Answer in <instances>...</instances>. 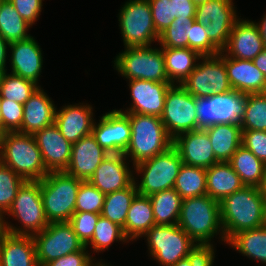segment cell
<instances>
[{
	"label": "cell",
	"mask_w": 266,
	"mask_h": 266,
	"mask_svg": "<svg viewBox=\"0 0 266 266\" xmlns=\"http://www.w3.org/2000/svg\"><path fill=\"white\" fill-rule=\"evenodd\" d=\"M128 164L123 153L109 154L88 181L105 195L127 188L137 179Z\"/></svg>",
	"instance_id": "18"
},
{
	"label": "cell",
	"mask_w": 266,
	"mask_h": 266,
	"mask_svg": "<svg viewBox=\"0 0 266 266\" xmlns=\"http://www.w3.org/2000/svg\"><path fill=\"white\" fill-rule=\"evenodd\" d=\"M21 133L34 135L54 124L56 107L51 98L39 87L23 104Z\"/></svg>",
	"instance_id": "25"
},
{
	"label": "cell",
	"mask_w": 266,
	"mask_h": 266,
	"mask_svg": "<svg viewBox=\"0 0 266 266\" xmlns=\"http://www.w3.org/2000/svg\"><path fill=\"white\" fill-rule=\"evenodd\" d=\"M6 215L15 217L14 220H18L21 224L18 228L11 222L9 224L8 221H5L6 230L9 234L33 236L43 231L49 222L44 212L40 181H25L19 188Z\"/></svg>",
	"instance_id": "6"
},
{
	"label": "cell",
	"mask_w": 266,
	"mask_h": 266,
	"mask_svg": "<svg viewBox=\"0 0 266 266\" xmlns=\"http://www.w3.org/2000/svg\"><path fill=\"white\" fill-rule=\"evenodd\" d=\"M202 60V61H201ZM181 86L194 97H210L231 91L225 67V54L202 56Z\"/></svg>",
	"instance_id": "12"
},
{
	"label": "cell",
	"mask_w": 266,
	"mask_h": 266,
	"mask_svg": "<svg viewBox=\"0 0 266 266\" xmlns=\"http://www.w3.org/2000/svg\"><path fill=\"white\" fill-rule=\"evenodd\" d=\"M151 7L152 19L157 33L160 35L173 22L171 0H148Z\"/></svg>",
	"instance_id": "48"
},
{
	"label": "cell",
	"mask_w": 266,
	"mask_h": 266,
	"mask_svg": "<svg viewBox=\"0 0 266 266\" xmlns=\"http://www.w3.org/2000/svg\"><path fill=\"white\" fill-rule=\"evenodd\" d=\"M107 155L109 153L96 142L92 134L82 137L72 144L69 165L64 172L88 181Z\"/></svg>",
	"instance_id": "22"
},
{
	"label": "cell",
	"mask_w": 266,
	"mask_h": 266,
	"mask_svg": "<svg viewBox=\"0 0 266 266\" xmlns=\"http://www.w3.org/2000/svg\"><path fill=\"white\" fill-rule=\"evenodd\" d=\"M115 241L122 243L129 242L123 233L122 227L100 215L92 239L85 247L88 249L90 245L94 252L101 253L109 249L111 244Z\"/></svg>",
	"instance_id": "39"
},
{
	"label": "cell",
	"mask_w": 266,
	"mask_h": 266,
	"mask_svg": "<svg viewBox=\"0 0 266 266\" xmlns=\"http://www.w3.org/2000/svg\"><path fill=\"white\" fill-rule=\"evenodd\" d=\"M5 221V215L0 212V241L7 234Z\"/></svg>",
	"instance_id": "56"
},
{
	"label": "cell",
	"mask_w": 266,
	"mask_h": 266,
	"mask_svg": "<svg viewBox=\"0 0 266 266\" xmlns=\"http://www.w3.org/2000/svg\"><path fill=\"white\" fill-rule=\"evenodd\" d=\"M207 195L220 202L245 185L229 162H217L206 169Z\"/></svg>",
	"instance_id": "28"
},
{
	"label": "cell",
	"mask_w": 266,
	"mask_h": 266,
	"mask_svg": "<svg viewBox=\"0 0 266 266\" xmlns=\"http://www.w3.org/2000/svg\"><path fill=\"white\" fill-rule=\"evenodd\" d=\"M194 19L175 18L159 36L161 48H187Z\"/></svg>",
	"instance_id": "41"
},
{
	"label": "cell",
	"mask_w": 266,
	"mask_h": 266,
	"mask_svg": "<svg viewBox=\"0 0 266 266\" xmlns=\"http://www.w3.org/2000/svg\"><path fill=\"white\" fill-rule=\"evenodd\" d=\"M100 215L90 212H75L68 221L84 246L91 241Z\"/></svg>",
	"instance_id": "45"
},
{
	"label": "cell",
	"mask_w": 266,
	"mask_h": 266,
	"mask_svg": "<svg viewBox=\"0 0 266 266\" xmlns=\"http://www.w3.org/2000/svg\"><path fill=\"white\" fill-rule=\"evenodd\" d=\"M10 43L7 42L1 35H0V71L5 72L7 71L6 62H7V53L9 51ZM8 49V50H7Z\"/></svg>",
	"instance_id": "53"
},
{
	"label": "cell",
	"mask_w": 266,
	"mask_h": 266,
	"mask_svg": "<svg viewBox=\"0 0 266 266\" xmlns=\"http://www.w3.org/2000/svg\"><path fill=\"white\" fill-rule=\"evenodd\" d=\"M153 226L155 219L149 196L137 194L129 207L123 233L129 241H134L143 237Z\"/></svg>",
	"instance_id": "29"
},
{
	"label": "cell",
	"mask_w": 266,
	"mask_h": 266,
	"mask_svg": "<svg viewBox=\"0 0 266 266\" xmlns=\"http://www.w3.org/2000/svg\"><path fill=\"white\" fill-rule=\"evenodd\" d=\"M23 105L0 98V123L7 132H20L23 118Z\"/></svg>",
	"instance_id": "44"
},
{
	"label": "cell",
	"mask_w": 266,
	"mask_h": 266,
	"mask_svg": "<svg viewBox=\"0 0 266 266\" xmlns=\"http://www.w3.org/2000/svg\"><path fill=\"white\" fill-rule=\"evenodd\" d=\"M165 69L171 84L181 85L192 73L196 62L202 57L197 51L190 48H162Z\"/></svg>",
	"instance_id": "31"
},
{
	"label": "cell",
	"mask_w": 266,
	"mask_h": 266,
	"mask_svg": "<svg viewBox=\"0 0 266 266\" xmlns=\"http://www.w3.org/2000/svg\"><path fill=\"white\" fill-rule=\"evenodd\" d=\"M33 136L47 171H65L69 165L72 144L62 136L57 126H47Z\"/></svg>",
	"instance_id": "19"
},
{
	"label": "cell",
	"mask_w": 266,
	"mask_h": 266,
	"mask_svg": "<svg viewBox=\"0 0 266 266\" xmlns=\"http://www.w3.org/2000/svg\"><path fill=\"white\" fill-rule=\"evenodd\" d=\"M264 200L259 187L244 186L219 202L226 241L240 231L265 225Z\"/></svg>",
	"instance_id": "1"
},
{
	"label": "cell",
	"mask_w": 266,
	"mask_h": 266,
	"mask_svg": "<svg viewBox=\"0 0 266 266\" xmlns=\"http://www.w3.org/2000/svg\"><path fill=\"white\" fill-rule=\"evenodd\" d=\"M264 209H265V225H266V198L264 200Z\"/></svg>",
	"instance_id": "60"
},
{
	"label": "cell",
	"mask_w": 266,
	"mask_h": 266,
	"mask_svg": "<svg viewBox=\"0 0 266 266\" xmlns=\"http://www.w3.org/2000/svg\"><path fill=\"white\" fill-rule=\"evenodd\" d=\"M259 189H260V193L263 195V197L266 198V167L264 170V175L262 178V182L259 186Z\"/></svg>",
	"instance_id": "57"
},
{
	"label": "cell",
	"mask_w": 266,
	"mask_h": 266,
	"mask_svg": "<svg viewBox=\"0 0 266 266\" xmlns=\"http://www.w3.org/2000/svg\"><path fill=\"white\" fill-rule=\"evenodd\" d=\"M247 94L236 90L212 94L210 97H195L198 129L214 124L241 125L246 107Z\"/></svg>",
	"instance_id": "9"
},
{
	"label": "cell",
	"mask_w": 266,
	"mask_h": 266,
	"mask_svg": "<svg viewBox=\"0 0 266 266\" xmlns=\"http://www.w3.org/2000/svg\"><path fill=\"white\" fill-rule=\"evenodd\" d=\"M149 256L161 266H171L187 258L196 243L177 224L155 225L144 235Z\"/></svg>",
	"instance_id": "10"
},
{
	"label": "cell",
	"mask_w": 266,
	"mask_h": 266,
	"mask_svg": "<svg viewBox=\"0 0 266 266\" xmlns=\"http://www.w3.org/2000/svg\"><path fill=\"white\" fill-rule=\"evenodd\" d=\"M61 109V110H60ZM56 108L54 124L62 136L71 144L82 137L92 134L94 121L93 108L89 104L79 103Z\"/></svg>",
	"instance_id": "23"
},
{
	"label": "cell",
	"mask_w": 266,
	"mask_h": 266,
	"mask_svg": "<svg viewBox=\"0 0 266 266\" xmlns=\"http://www.w3.org/2000/svg\"><path fill=\"white\" fill-rule=\"evenodd\" d=\"M172 85L171 83L140 79L130 80L129 88L132 105L130 104V107L126 110L119 109V111L161 117L165 105V96Z\"/></svg>",
	"instance_id": "17"
},
{
	"label": "cell",
	"mask_w": 266,
	"mask_h": 266,
	"mask_svg": "<svg viewBox=\"0 0 266 266\" xmlns=\"http://www.w3.org/2000/svg\"><path fill=\"white\" fill-rule=\"evenodd\" d=\"M131 125L126 113L113 109L94 121L92 135L109 154L124 153L131 138Z\"/></svg>",
	"instance_id": "16"
},
{
	"label": "cell",
	"mask_w": 266,
	"mask_h": 266,
	"mask_svg": "<svg viewBox=\"0 0 266 266\" xmlns=\"http://www.w3.org/2000/svg\"><path fill=\"white\" fill-rule=\"evenodd\" d=\"M137 194L135 181L127 188L106 194L101 215L123 229L129 207Z\"/></svg>",
	"instance_id": "35"
},
{
	"label": "cell",
	"mask_w": 266,
	"mask_h": 266,
	"mask_svg": "<svg viewBox=\"0 0 266 266\" xmlns=\"http://www.w3.org/2000/svg\"><path fill=\"white\" fill-rule=\"evenodd\" d=\"M19 15L31 26L35 24L42 11L43 0H9Z\"/></svg>",
	"instance_id": "51"
},
{
	"label": "cell",
	"mask_w": 266,
	"mask_h": 266,
	"mask_svg": "<svg viewBox=\"0 0 266 266\" xmlns=\"http://www.w3.org/2000/svg\"><path fill=\"white\" fill-rule=\"evenodd\" d=\"M173 8V20L194 19L197 6L192 0H171Z\"/></svg>",
	"instance_id": "52"
},
{
	"label": "cell",
	"mask_w": 266,
	"mask_h": 266,
	"mask_svg": "<svg viewBox=\"0 0 266 266\" xmlns=\"http://www.w3.org/2000/svg\"><path fill=\"white\" fill-rule=\"evenodd\" d=\"M179 153L183 164L209 168L219 162L205 129L192 130L177 135L172 145Z\"/></svg>",
	"instance_id": "20"
},
{
	"label": "cell",
	"mask_w": 266,
	"mask_h": 266,
	"mask_svg": "<svg viewBox=\"0 0 266 266\" xmlns=\"http://www.w3.org/2000/svg\"><path fill=\"white\" fill-rule=\"evenodd\" d=\"M114 68L128 81L134 79L170 83L165 69L162 48L125 47L114 59Z\"/></svg>",
	"instance_id": "7"
},
{
	"label": "cell",
	"mask_w": 266,
	"mask_h": 266,
	"mask_svg": "<svg viewBox=\"0 0 266 266\" xmlns=\"http://www.w3.org/2000/svg\"><path fill=\"white\" fill-rule=\"evenodd\" d=\"M38 88L39 86L33 81L12 73L8 74L7 71L2 72L0 78V98L23 105Z\"/></svg>",
	"instance_id": "38"
},
{
	"label": "cell",
	"mask_w": 266,
	"mask_h": 266,
	"mask_svg": "<svg viewBox=\"0 0 266 266\" xmlns=\"http://www.w3.org/2000/svg\"><path fill=\"white\" fill-rule=\"evenodd\" d=\"M227 244L243 256L266 265V225L240 231L233 235Z\"/></svg>",
	"instance_id": "32"
},
{
	"label": "cell",
	"mask_w": 266,
	"mask_h": 266,
	"mask_svg": "<svg viewBox=\"0 0 266 266\" xmlns=\"http://www.w3.org/2000/svg\"><path fill=\"white\" fill-rule=\"evenodd\" d=\"M207 33L205 27L194 20L190 39H188V48L197 51L201 56L218 55L221 51L209 40Z\"/></svg>",
	"instance_id": "46"
},
{
	"label": "cell",
	"mask_w": 266,
	"mask_h": 266,
	"mask_svg": "<svg viewBox=\"0 0 266 266\" xmlns=\"http://www.w3.org/2000/svg\"><path fill=\"white\" fill-rule=\"evenodd\" d=\"M83 181L61 172H49L40 180L41 197L49 223L68 222L75 213L79 187Z\"/></svg>",
	"instance_id": "4"
},
{
	"label": "cell",
	"mask_w": 266,
	"mask_h": 266,
	"mask_svg": "<svg viewBox=\"0 0 266 266\" xmlns=\"http://www.w3.org/2000/svg\"><path fill=\"white\" fill-rule=\"evenodd\" d=\"M182 164L178 151L171 146L166 152L132 166L134 172L141 176L140 184L134 180L138 194L150 196L172 189Z\"/></svg>",
	"instance_id": "8"
},
{
	"label": "cell",
	"mask_w": 266,
	"mask_h": 266,
	"mask_svg": "<svg viewBox=\"0 0 266 266\" xmlns=\"http://www.w3.org/2000/svg\"><path fill=\"white\" fill-rule=\"evenodd\" d=\"M10 66L12 74L38 84L42 72L43 54L39 43L30 36L25 40L10 43Z\"/></svg>",
	"instance_id": "24"
},
{
	"label": "cell",
	"mask_w": 266,
	"mask_h": 266,
	"mask_svg": "<svg viewBox=\"0 0 266 266\" xmlns=\"http://www.w3.org/2000/svg\"><path fill=\"white\" fill-rule=\"evenodd\" d=\"M177 225L196 244H213L212 239L219 234L221 241L227 243L221 223L219 202L207 194L182 200Z\"/></svg>",
	"instance_id": "2"
},
{
	"label": "cell",
	"mask_w": 266,
	"mask_h": 266,
	"mask_svg": "<svg viewBox=\"0 0 266 266\" xmlns=\"http://www.w3.org/2000/svg\"><path fill=\"white\" fill-rule=\"evenodd\" d=\"M0 266H39L33 237L7 233L0 241Z\"/></svg>",
	"instance_id": "27"
},
{
	"label": "cell",
	"mask_w": 266,
	"mask_h": 266,
	"mask_svg": "<svg viewBox=\"0 0 266 266\" xmlns=\"http://www.w3.org/2000/svg\"><path fill=\"white\" fill-rule=\"evenodd\" d=\"M233 0H208L197 5L194 20L208 31L209 40L222 51L239 19Z\"/></svg>",
	"instance_id": "14"
},
{
	"label": "cell",
	"mask_w": 266,
	"mask_h": 266,
	"mask_svg": "<svg viewBox=\"0 0 266 266\" xmlns=\"http://www.w3.org/2000/svg\"><path fill=\"white\" fill-rule=\"evenodd\" d=\"M32 237L39 266H46L49 262L84 247L69 222L49 223L43 231Z\"/></svg>",
	"instance_id": "13"
},
{
	"label": "cell",
	"mask_w": 266,
	"mask_h": 266,
	"mask_svg": "<svg viewBox=\"0 0 266 266\" xmlns=\"http://www.w3.org/2000/svg\"><path fill=\"white\" fill-rule=\"evenodd\" d=\"M242 130L266 131V94H247Z\"/></svg>",
	"instance_id": "40"
},
{
	"label": "cell",
	"mask_w": 266,
	"mask_h": 266,
	"mask_svg": "<svg viewBox=\"0 0 266 266\" xmlns=\"http://www.w3.org/2000/svg\"><path fill=\"white\" fill-rule=\"evenodd\" d=\"M0 162L26 181H40L49 173L34 136L29 134L7 132Z\"/></svg>",
	"instance_id": "5"
},
{
	"label": "cell",
	"mask_w": 266,
	"mask_h": 266,
	"mask_svg": "<svg viewBox=\"0 0 266 266\" xmlns=\"http://www.w3.org/2000/svg\"><path fill=\"white\" fill-rule=\"evenodd\" d=\"M245 186L259 187L266 164L241 145L228 161Z\"/></svg>",
	"instance_id": "33"
},
{
	"label": "cell",
	"mask_w": 266,
	"mask_h": 266,
	"mask_svg": "<svg viewBox=\"0 0 266 266\" xmlns=\"http://www.w3.org/2000/svg\"><path fill=\"white\" fill-rule=\"evenodd\" d=\"M131 125V138L126 151L127 159L133 166L166 152L173 139L166 132L160 117L138 113H126Z\"/></svg>",
	"instance_id": "3"
},
{
	"label": "cell",
	"mask_w": 266,
	"mask_h": 266,
	"mask_svg": "<svg viewBox=\"0 0 266 266\" xmlns=\"http://www.w3.org/2000/svg\"><path fill=\"white\" fill-rule=\"evenodd\" d=\"M264 50L263 40L255 21L239 18L222 52L227 57L253 60Z\"/></svg>",
	"instance_id": "21"
},
{
	"label": "cell",
	"mask_w": 266,
	"mask_h": 266,
	"mask_svg": "<svg viewBox=\"0 0 266 266\" xmlns=\"http://www.w3.org/2000/svg\"><path fill=\"white\" fill-rule=\"evenodd\" d=\"M153 208L155 225L177 224L180 216L182 197L174 188L149 196Z\"/></svg>",
	"instance_id": "34"
},
{
	"label": "cell",
	"mask_w": 266,
	"mask_h": 266,
	"mask_svg": "<svg viewBox=\"0 0 266 266\" xmlns=\"http://www.w3.org/2000/svg\"><path fill=\"white\" fill-rule=\"evenodd\" d=\"M255 66L265 75L266 77V49H264L257 57L252 60Z\"/></svg>",
	"instance_id": "54"
},
{
	"label": "cell",
	"mask_w": 266,
	"mask_h": 266,
	"mask_svg": "<svg viewBox=\"0 0 266 266\" xmlns=\"http://www.w3.org/2000/svg\"><path fill=\"white\" fill-rule=\"evenodd\" d=\"M26 180L0 162V212L6 214Z\"/></svg>",
	"instance_id": "42"
},
{
	"label": "cell",
	"mask_w": 266,
	"mask_h": 266,
	"mask_svg": "<svg viewBox=\"0 0 266 266\" xmlns=\"http://www.w3.org/2000/svg\"><path fill=\"white\" fill-rule=\"evenodd\" d=\"M89 250L84 246L80 251L65 255L49 262L46 266H108L102 261L95 262ZM95 262V263H94Z\"/></svg>",
	"instance_id": "50"
},
{
	"label": "cell",
	"mask_w": 266,
	"mask_h": 266,
	"mask_svg": "<svg viewBox=\"0 0 266 266\" xmlns=\"http://www.w3.org/2000/svg\"><path fill=\"white\" fill-rule=\"evenodd\" d=\"M173 188L182 199L206 195V168L182 164Z\"/></svg>",
	"instance_id": "36"
},
{
	"label": "cell",
	"mask_w": 266,
	"mask_h": 266,
	"mask_svg": "<svg viewBox=\"0 0 266 266\" xmlns=\"http://www.w3.org/2000/svg\"><path fill=\"white\" fill-rule=\"evenodd\" d=\"M192 1H193L194 4L197 6V5L202 4V3H204V2H206V1H208V0H192Z\"/></svg>",
	"instance_id": "59"
},
{
	"label": "cell",
	"mask_w": 266,
	"mask_h": 266,
	"mask_svg": "<svg viewBox=\"0 0 266 266\" xmlns=\"http://www.w3.org/2000/svg\"><path fill=\"white\" fill-rule=\"evenodd\" d=\"M225 67L230 86L245 94L266 92V77L252 60H241L225 55Z\"/></svg>",
	"instance_id": "26"
},
{
	"label": "cell",
	"mask_w": 266,
	"mask_h": 266,
	"mask_svg": "<svg viewBox=\"0 0 266 266\" xmlns=\"http://www.w3.org/2000/svg\"><path fill=\"white\" fill-rule=\"evenodd\" d=\"M31 27L18 13L9 0H4L0 8V35L9 43L25 40Z\"/></svg>",
	"instance_id": "37"
},
{
	"label": "cell",
	"mask_w": 266,
	"mask_h": 266,
	"mask_svg": "<svg viewBox=\"0 0 266 266\" xmlns=\"http://www.w3.org/2000/svg\"><path fill=\"white\" fill-rule=\"evenodd\" d=\"M124 47L148 46L159 41L148 0H128L118 14Z\"/></svg>",
	"instance_id": "11"
},
{
	"label": "cell",
	"mask_w": 266,
	"mask_h": 266,
	"mask_svg": "<svg viewBox=\"0 0 266 266\" xmlns=\"http://www.w3.org/2000/svg\"><path fill=\"white\" fill-rule=\"evenodd\" d=\"M209 136L215 158L228 162L242 145V128L237 124H214L205 128Z\"/></svg>",
	"instance_id": "30"
},
{
	"label": "cell",
	"mask_w": 266,
	"mask_h": 266,
	"mask_svg": "<svg viewBox=\"0 0 266 266\" xmlns=\"http://www.w3.org/2000/svg\"><path fill=\"white\" fill-rule=\"evenodd\" d=\"M242 145L266 164V131L242 130Z\"/></svg>",
	"instance_id": "49"
},
{
	"label": "cell",
	"mask_w": 266,
	"mask_h": 266,
	"mask_svg": "<svg viewBox=\"0 0 266 266\" xmlns=\"http://www.w3.org/2000/svg\"><path fill=\"white\" fill-rule=\"evenodd\" d=\"M213 244H196L187 258L171 266H213L215 252Z\"/></svg>",
	"instance_id": "47"
},
{
	"label": "cell",
	"mask_w": 266,
	"mask_h": 266,
	"mask_svg": "<svg viewBox=\"0 0 266 266\" xmlns=\"http://www.w3.org/2000/svg\"><path fill=\"white\" fill-rule=\"evenodd\" d=\"M6 134H7V131L4 129V127L0 123V153H1V150H2V146H3V142L5 140Z\"/></svg>",
	"instance_id": "58"
},
{
	"label": "cell",
	"mask_w": 266,
	"mask_h": 266,
	"mask_svg": "<svg viewBox=\"0 0 266 266\" xmlns=\"http://www.w3.org/2000/svg\"><path fill=\"white\" fill-rule=\"evenodd\" d=\"M3 1H4V0H0V8H1V5H2Z\"/></svg>",
	"instance_id": "61"
},
{
	"label": "cell",
	"mask_w": 266,
	"mask_h": 266,
	"mask_svg": "<svg viewBox=\"0 0 266 266\" xmlns=\"http://www.w3.org/2000/svg\"><path fill=\"white\" fill-rule=\"evenodd\" d=\"M160 118L172 139L181 133L198 130L195 97L181 85L173 84L165 96Z\"/></svg>",
	"instance_id": "15"
},
{
	"label": "cell",
	"mask_w": 266,
	"mask_h": 266,
	"mask_svg": "<svg viewBox=\"0 0 266 266\" xmlns=\"http://www.w3.org/2000/svg\"><path fill=\"white\" fill-rule=\"evenodd\" d=\"M255 24L257 25L259 33L263 40L264 49H266V15H264L258 23L255 22Z\"/></svg>",
	"instance_id": "55"
},
{
	"label": "cell",
	"mask_w": 266,
	"mask_h": 266,
	"mask_svg": "<svg viewBox=\"0 0 266 266\" xmlns=\"http://www.w3.org/2000/svg\"><path fill=\"white\" fill-rule=\"evenodd\" d=\"M105 194L100 192L89 181H83L77 193L75 212H90L101 214Z\"/></svg>",
	"instance_id": "43"
}]
</instances>
